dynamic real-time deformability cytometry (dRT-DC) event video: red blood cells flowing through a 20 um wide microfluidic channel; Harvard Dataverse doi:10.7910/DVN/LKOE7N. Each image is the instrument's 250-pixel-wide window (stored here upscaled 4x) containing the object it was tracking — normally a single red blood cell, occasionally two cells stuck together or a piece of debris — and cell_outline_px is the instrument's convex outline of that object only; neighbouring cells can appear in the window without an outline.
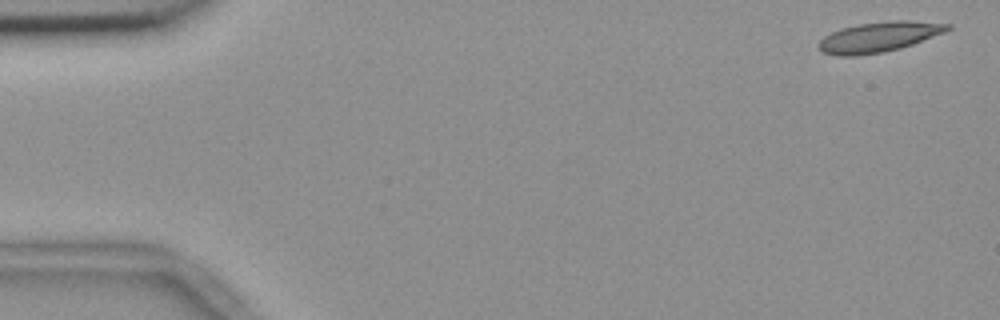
{"species": "common noctule bat (a hibernating species)", "species_latin": "Nyctalus noctula", "temperature_condition": "room temperature", "stored_images_in_passage": 4, "camera_frame_rate_fps": 3000, "um_per_image_px": 0.085, "animal": {"sex": "female", "body_mass_g": 18.4}, "frame": {"image": 1, "passage_image": 1, "time_ms": 0.0, "image_size_px": [1000, 320], "cell_outline_px": [[952, 28], [944, 32], [912, 44], [900, 48], [884, 52], [856, 56], [836, 56], [820, 52], [816, 44], [824, 36], [840, 28], [856, 24], [888, 20], [908, 20], [952, 24]], "centroid_in_image_um": [74.65, 3.14], "position_along_channel_um": 10.4, "area_um2": 22.95}}
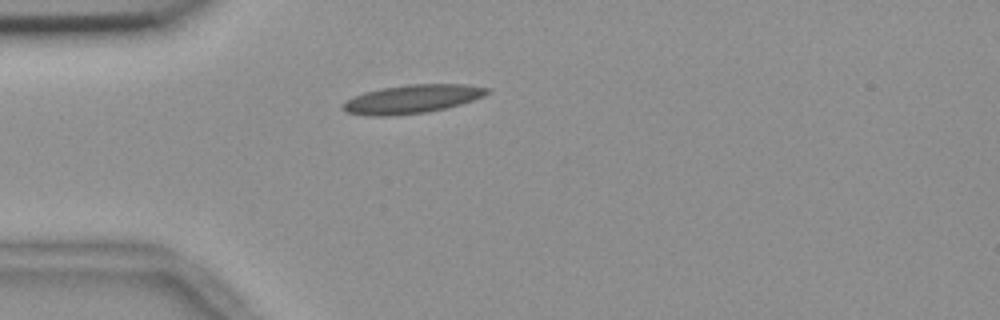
{"frame": {"image": 2, "passage_image": 4, "time_ms": 1.0, "image_size_px": [1000, 320], "cell_outline_px": [[492, 92], [484, 96], [460, 104], [428, 112], [388, 116], [368, 116], [348, 112], [340, 108], [340, 104], [344, 100], [352, 96], [364, 92], [380, 88], [408, 84], [464, 84], [492, 88]], "centroid_in_image_um": [35.0, 8.41], "position_along_channel_um": 50.0, "area_um2": 24.33}}